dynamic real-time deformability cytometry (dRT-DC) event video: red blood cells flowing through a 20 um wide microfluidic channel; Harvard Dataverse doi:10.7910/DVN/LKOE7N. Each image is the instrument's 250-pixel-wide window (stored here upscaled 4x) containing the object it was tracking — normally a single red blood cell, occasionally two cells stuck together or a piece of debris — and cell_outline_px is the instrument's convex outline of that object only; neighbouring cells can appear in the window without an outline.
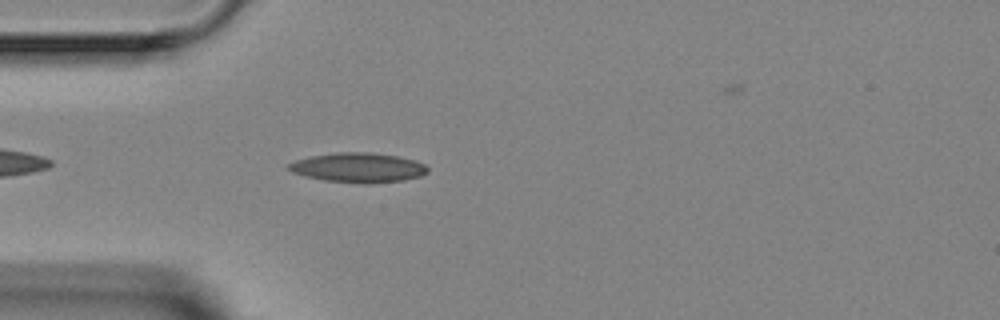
{"species": "Egyptian fruit bat (a non-hibernating species)", "species_latin": "Rousettus aegyptiacus", "temperature_condition": "room temperature", "stored_images_in_passage": 4, "camera_frame_rate_fps": 3000, "um_per_image_px": 0.085, "animal": {"sex": "female"}, "frame": {"image": 1, "passage_image": 4, "time_ms": 3.333, "image_size_px": [1000, 320], "cell_outline_px": [[428, 172], [420, 176], [404, 180], [368, 184], [364, 184], [324, 180], [304, 176], [292, 172], [284, 168], [288, 164], [296, 160], [312, 156], [336, 152], [368, 152], [396, 156], [416, 160], [424, 164], [428, 168]], "centroid_in_image_um": [30.43, 14.25], "position_along_channel_um": 54.6, "area_um2": 24.1}}